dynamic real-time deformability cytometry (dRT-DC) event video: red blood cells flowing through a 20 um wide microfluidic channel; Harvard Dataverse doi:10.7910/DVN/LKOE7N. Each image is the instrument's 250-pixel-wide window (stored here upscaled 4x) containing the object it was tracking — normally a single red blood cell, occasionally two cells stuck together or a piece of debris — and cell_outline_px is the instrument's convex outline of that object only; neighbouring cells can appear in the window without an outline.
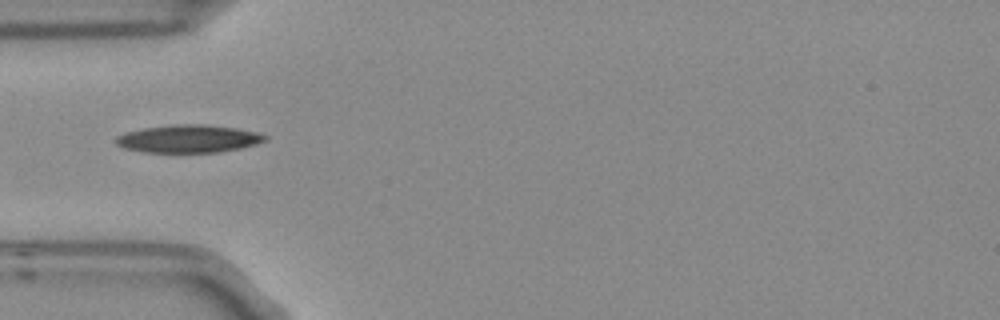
{"species": "Egyptian fruit bat (a non-hibernating species)", "species_latin": "Rousettus aegyptiacus", "temperature_condition": "room temperature", "stored_images_in_passage": 8, "camera_frame_rate_fps": 3000, "um_per_image_px": 0.085, "frame": {"image": 1, "passage_image": 5, "time_ms": 1.333, "image_size_px": [1000, 320], "cell_outline_px": [[268, 140], [256, 144], [240, 148], [216, 152], [144, 152], [124, 148], [116, 144], [116, 136], [124, 132], [144, 128], [176, 124], [204, 124], [236, 128], [256, 132], [268, 136]], "centroid_in_image_um": [16.02, 11.79], "position_along_channel_um": 69.0, "area_um2": 24.1}}